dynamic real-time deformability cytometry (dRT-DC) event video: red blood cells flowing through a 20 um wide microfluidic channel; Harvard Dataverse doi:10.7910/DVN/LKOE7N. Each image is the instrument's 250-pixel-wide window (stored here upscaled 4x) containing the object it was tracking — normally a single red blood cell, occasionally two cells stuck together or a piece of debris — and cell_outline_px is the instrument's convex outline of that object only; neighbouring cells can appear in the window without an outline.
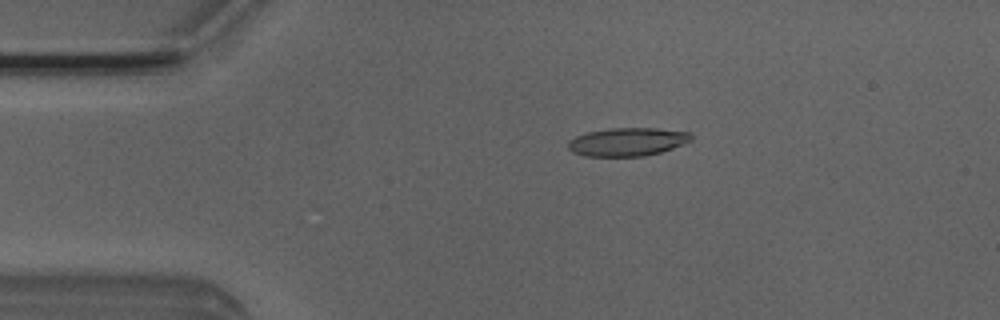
{"species": "Egyptian fruit bat (a non-hibernating species)", "species_latin": "Rousettus aegyptiacus", "temperature_condition": "room temperature", "stored_images_in_passage": 51, "camera_frame_rate_fps": 3000, "um_per_image_px": 0.085, "animal": {"sex": "male"}, "frame": {"image": 1, "passage_image": 10, "time_ms": 3.0, "image_size_px": [1000, 320], "cell_outline_px": [[692, 136], [688, 140], [672, 148], [660, 152], [644, 156], [584, 156], [572, 152], [568, 148], [568, 140], [576, 136], [588, 132], [612, 128], [656, 128], [688, 132]], "centroid_in_image_um": [53.26, 12.06], "position_along_channel_um": 31.7, "area_um2": 20.0}}
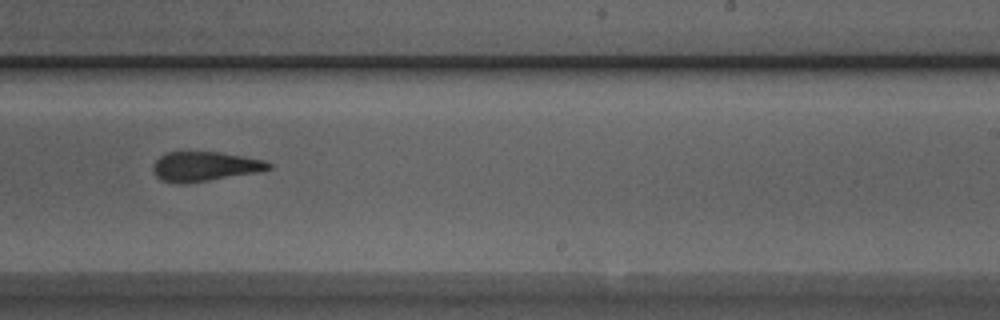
{"frame": {"image": 2, "passage_image": 31, "time_ms": 10.0, "image_size_px": [1000, 320], "cell_outline_px": [[272, 168], [264, 172], [188, 184], [176, 184], [160, 180], [156, 176], [152, 168], [152, 164], [160, 156], [168, 152], [220, 152], [244, 156], [264, 160], [272, 164]], "centroid_in_image_um": [17.44, 14.17], "position_along_channel_um": 271.6, "area_um2": 20.52}}
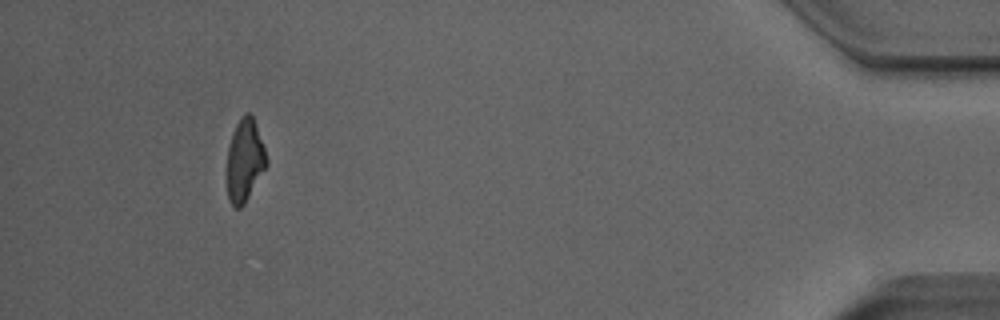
{"frame": {"image": 3, "passage_image": 47, "time_ms": 15.333, "image_size_px": [1000, 320], "cell_outline_px": [[268, 164], [244, 204], [240, 208], [236, 208], [228, 200], [228, 148], [232, 132], [236, 124], [244, 112], [248, 112], [252, 116], [256, 124], [268, 160]], "centroid_in_image_um": [20.81, 13.62], "position_along_channel_um": 414.4, "area_um2": 18.79}, "authors_computed_cell_mechanics": {"area_um2": 20.4034, "velocity_mm_per_s": 4.0334, "shape_relaxation_time_tau1_ms": 6.5442, "shape_relaxation_time_tau2_ms": 2.7922, "deformation_change_tau1": 0.1995, "deformation_change_tau2": 0.1312}}